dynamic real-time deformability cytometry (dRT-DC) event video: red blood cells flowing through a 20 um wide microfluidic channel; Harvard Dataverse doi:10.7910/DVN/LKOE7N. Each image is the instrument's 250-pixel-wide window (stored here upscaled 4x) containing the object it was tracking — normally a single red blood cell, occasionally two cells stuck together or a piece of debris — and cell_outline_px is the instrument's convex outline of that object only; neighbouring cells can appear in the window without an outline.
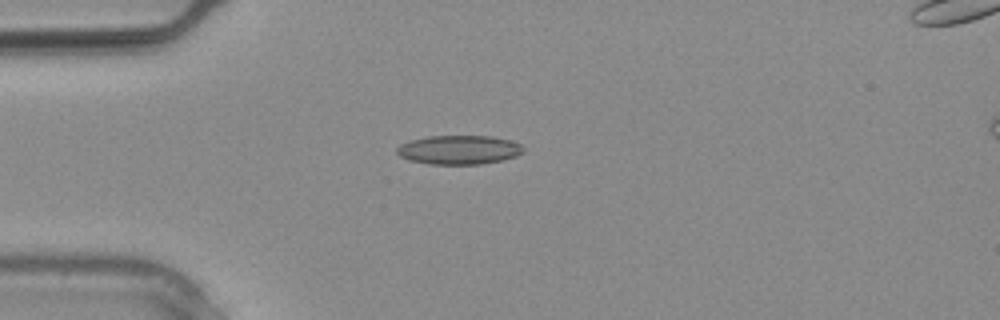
{"species": "common noctule bat (a hibernating species)", "species_latin": "Nyctalus noctula", "temperature_condition": "warm", "stored_images_in_passage": 3, "camera_frame_rate_fps": 3000, "um_per_image_px": 0.085, "animal": {"sex": "male", "body_mass_g": 20.4}, "frame": {"image": 1, "passage_image": 2, "time_ms": 0.333, "image_size_px": [1000, 320], "cell_outline_px": [[524, 148], [516, 156], [504, 160], [480, 164], [428, 164], [408, 160], [400, 156], [396, 152], [396, 148], [400, 144], [412, 140], [428, 136], [492, 136], [512, 140], [520, 144]], "centroid_in_image_um": [39.0, 12.73], "position_along_channel_um": 46.0, "area_um2": 21.44}}